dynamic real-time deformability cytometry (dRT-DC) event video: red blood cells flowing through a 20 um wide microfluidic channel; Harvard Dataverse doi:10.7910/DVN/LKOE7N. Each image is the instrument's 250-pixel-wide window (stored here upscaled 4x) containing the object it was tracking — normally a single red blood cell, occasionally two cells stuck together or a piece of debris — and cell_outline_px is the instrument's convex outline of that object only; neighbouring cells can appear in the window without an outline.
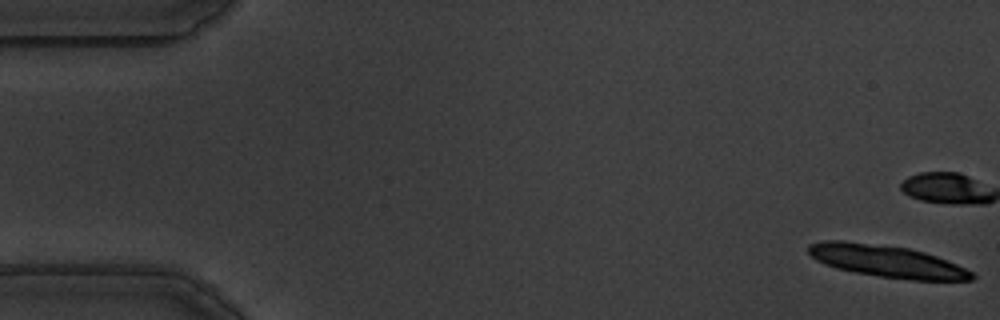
{"species": "common noctule bat (a hibernating species)", "species_latin": "Nyctalus noctula", "temperature_condition": "warm", "stored_images_in_passage": 20, "camera_frame_rate_fps": 3000, "um_per_image_px": 0.085, "animal": {"sex": "male", "body_mass_g": 19.5, "forearm_length_mm": 54.6}, "frame": {"image": 1, "passage_image": 1, "time_ms": 0.0, "image_size_px": [1000, 320], "cell_outline_px": [[976, 276], [972, 280], [912, 280], [880, 276], [856, 272], [836, 268], [824, 264], [816, 260], [808, 252], [808, 244], [824, 240], [844, 240], [908, 248], [924, 252], [936, 256], [956, 264], [972, 272]], "centroid_in_image_um": [75.35, 22.19], "position_along_channel_um": 9.7, "area_um2": 30.35}}